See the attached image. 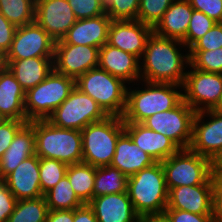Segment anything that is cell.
Instances as JSON below:
<instances>
[{
  "label": "cell",
  "mask_w": 222,
  "mask_h": 222,
  "mask_svg": "<svg viewBox=\"0 0 222 222\" xmlns=\"http://www.w3.org/2000/svg\"><path fill=\"white\" fill-rule=\"evenodd\" d=\"M180 46L186 48L182 41L152 32L140 59L143 60L140 62V80L183 86L187 73L184 70L189 66L190 59L189 53L184 55Z\"/></svg>",
  "instance_id": "cell-1"
},
{
  "label": "cell",
  "mask_w": 222,
  "mask_h": 222,
  "mask_svg": "<svg viewBox=\"0 0 222 222\" xmlns=\"http://www.w3.org/2000/svg\"><path fill=\"white\" fill-rule=\"evenodd\" d=\"M144 89L127 87L124 122L142 123L148 117L175 108L182 100L183 86L170 83L143 81Z\"/></svg>",
  "instance_id": "cell-2"
},
{
  "label": "cell",
  "mask_w": 222,
  "mask_h": 222,
  "mask_svg": "<svg viewBox=\"0 0 222 222\" xmlns=\"http://www.w3.org/2000/svg\"><path fill=\"white\" fill-rule=\"evenodd\" d=\"M168 191L161 162L128 177L127 192L135 212L141 218L163 215Z\"/></svg>",
  "instance_id": "cell-3"
},
{
  "label": "cell",
  "mask_w": 222,
  "mask_h": 222,
  "mask_svg": "<svg viewBox=\"0 0 222 222\" xmlns=\"http://www.w3.org/2000/svg\"><path fill=\"white\" fill-rule=\"evenodd\" d=\"M35 154L39 158L59 160L67 165L82 162L80 130L63 129L47 119L34 120Z\"/></svg>",
  "instance_id": "cell-4"
},
{
  "label": "cell",
  "mask_w": 222,
  "mask_h": 222,
  "mask_svg": "<svg viewBox=\"0 0 222 222\" xmlns=\"http://www.w3.org/2000/svg\"><path fill=\"white\" fill-rule=\"evenodd\" d=\"M124 132L120 116L109 115L81 130L82 162L94 167L110 165L119 136Z\"/></svg>",
  "instance_id": "cell-5"
},
{
  "label": "cell",
  "mask_w": 222,
  "mask_h": 222,
  "mask_svg": "<svg viewBox=\"0 0 222 222\" xmlns=\"http://www.w3.org/2000/svg\"><path fill=\"white\" fill-rule=\"evenodd\" d=\"M75 86L93 98L108 115L123 116L127 85L122 79L96 67L80 75Z\"/></svg>",
  "instance_id": "cell-6"
},
{
  "label": "cell",
  "mask_w": 222,
  "mask_h": 222,
  "mask_svg": "<svg viewBox=\"0 0 222 222\" xmlns=\"http://www.w3.org/2000/svg\"><path fill=\"white\" fill-rule=\"evenodd\" d=\"M75 79L53 71L37 86L25 93L27 120H44L68 98Z\"/></svg>",
  "instance_id": "cell-7"
},
{
  "label": "cell",
  "mask_w": 222,
  "mask_h": 222,
  "mask_svg": "<svg viewBox=\"0 0 222 222\" xmlns=\"http://www.w3.org/2000/svg\"><path fill=\"white\" fill-rule=\"evenodd\" d=\"M168 190L180 186L214 184L211 160L190 148L179 149L161 162Z\"/></svg>",
  "instance_id": "cell-8"
},
{
  "label": "cell",
  "mask_w": 222,
  "mask_h": 222,
  "mask_svg": "<svg viewBox=\"0 0 222 222\" xmlns=\"http://www.w3.org/2000/svg\"><path fill=\"white\" fill-rule=\"evenodd\" d=\"M109 116L89 95L76 86L47 120L63 129L82 130L87 125Z\"/></svg>",
  "instance_id": "cell-9"
},
{
  "label": "cell",
  "mask_w": 222,
  "mask_h": 222,
  "mask_svg": "<svg viewBox=\"0 0 222 222\" xmlns=\"http://www.w3.org/2000/svg\"><path fill=\"white\" fill-rule=\"evenodd\" d=\"M196 112L182 100L175 108L158 112L142 124L170 138L180 149L189 148L192 141L193 119Z\"/></svg>",
  "instance_id": "cell-10"
},
{
  "label": "cell",
  "mask_w": 222,
  "mask_h": 222,
  "mask_svg": "<svg viewBox=\"0 0 222 222\" xmlns=\"http://www.w3.org/2000/svg\"><path fill=\"white\" fill-rule=\"evenodd\" d=\"M183 84V100L197 113L213 110L222 94V74L200 71L189 64Z\"/></svg>",
  "instance_id": "cell-11"
},
{
  "label": "cell",
  "mask_w": 222,
  "mask_h": 222,
  "mask_svg": "<svg viewBox=\"0 0 222 222\" xmlns=\"http://www.w3.org/2000/svg\"><path fill=\"white\" fill-rule=\"evenodd\" d=\"M55 41L36 22L17 27L11 47L2 60L54 57Z\"/></svg>",
  "instance_id": "cell-12"
},
{
  "label": "cell",
  "mask_w": 222,
  "mask_h": 222,
  "mask_svg": "<svg viewBox=\"0 0 222 222\" xmlns=\"http://www.w3.org/2000/svg\"><path fill=\"white\" fill-rule=\"evenodd\" d=\"M100 48L88 45L55 44L54 70L75 80L98 67Z\"/></svg>",
  "instance_id": "cell-13"
},
{
  "label": "cell",
  "mask_w": 222,
  "mask_h": 222,
  "mask_svg": "<svg viewBox=\"0 0 222 222\" xmlns=\"http://www.w3.org/2000/svg\"><path fill=\"white\" fill-rule=\"evenodd\" d=\"M205 116L209 117V121H204ZM189 148L210 160L222 150V114L214 110L195 114L192 141Z\"/></svg>",
  "instance_id": "cell-14"
},
{
  "label": "cell",
  "mask_w": 222,
  "mask_h": 222,
  "mask_svg": "<svg viewBox=\"0 0 222 222\" xmlns=\"http://www.w3.org/2000/svg\"><path fill=\"white\" fill-rule=\"evenodd\" d=\"M35 21L57 42L77 19L67 0H35Z\"/></svg>",
  "instance_id": "cell-15"
},
{
  "label": "cell",
  "mask_w": 222,
  "mask_h": 222,
  "mask_svg": "<svg viewBox=\"0 0 222 222\" xmlns=\"http://www.w3.org/2000/svg\"><path fill=\"white\" fill-rule=\"evenodd\" d=\"M214 200V184L184 185L169 189L166 209L214 215Z\"/></svg>",
  "instance_id": "cell-16"
},
{
  "label": "cell",
  "mask_w": 222,
  "mask_h": 222,
  "mask_svg": "<svg viewBox=\"0 0 222 222\" xmlns=\"http://www.w3.org/2000/svg\"><path fill=\"white\" fill-rule=\"evenodd\" d=\"M153 28L138 20H112L108 30V44L141 59Z\"/></svg>",
  "instance_id": "cell-17"
},
{
  "label": "cell",
  "mask_w": 222,
  "mask_h": 222,
  "mask_svg": "<svg viewBox=\"0 0 222 222\" xmlns=\"http://www.w3.org/2000/svg\"><path fill=\"white\" fill-rule=\"evenodd\" d=\"M2 181L17 201L44 196L40 185L39 157L36 154L22 161Z\"/></svg>",
  "instance_id": "cell-18"
},
{
  "label": "cell",
  "mask_w": 222,
  "mask_h": 222,
  "mask_svg": "<svg viewBox=\"0 0 222 222\" xmlns=\"http://www.w3.org/2000/svg\"><path fill=\"white\" fill-rule=\"evenodd\" d=\"M124 131L132 141L155 162H162L180 148L167 136L147 128L142 123L124 122Z\"/></svg>",
  "instance_id": "cell-19"
},
{
  "label": "cell",
  "mask_w": 222,
  "mask_h": 222,
  "mask_svg": "<svg viewBox=\"0 0 222 222\" xmlns=\"http://www.w3.org/2000/svg\"><path fill=\"white\" fill-rule=\"evenodd\" d=\"M112 19L105 13L96 17L79 19L66 35L55 44L88 45L101 48L108 42Z\"/></svg>",
  "instance_id": "cell-20"
},
{
  "label": "cell",
  "mask_w": 222,
  "mask_h": 222,
  "mask_svg": "<svg viewBox=\"0 0 222 222\" xmlns=\"http://www.w3.org/2000/svg\"><path fill=\"white\" fill-rule=\"evenodd\" d=\"M98 222H140L128 192L93 197L88 203Z\"/></svg>",
  "instance_id": "cell-21"
},
{
  "label": "cell",
  "mask_w": 222,
  "mask_h": 222,
  "mask_svg": "<svg viewBox=\"0 0 222 222\" xmlns=\"http://www.w3.org/2000/svg\"><path fill=\"white\" fill-rule=\"evenodd\" d=\"M25 93L14 74L0 63V119L29 122L25 113Z\"/></svg>",
  "instance_id": "cell-22"
},
{
  "label": "cell",
  "mask_w": 222,
  "mask_h": 222,
  "mask_svg": "<svg viewBox=\"0 0 222 222\" xmlns=\"http://www.w3.org/2000/svg\"><path fill=\"white\" fill-rule=\"evenodd\" d=\"M98 67L128 84L136 80L141 81L140 60L136 56L108 43L104 44L99 50Z\"/></svg>",
  "instance_id": "cell-23"
},
{
  "label": "cell",
  "mask_w": 222,
  "mask_h": 222,
  "mask_svg": "<svg viewBox=\"0 0 222 222\" xmlns=\"http://www.w3.org/2000/svg\"><path fill=\"white\" fill-rule=\"evenodd\" d=\"M54 57H33L22 60H1L27 92L41 83L54 69Z\"/></svg>",
  "instance_id": "cell-24"
},
{
  "label": "cell",
  "mask_w": 222,
  "mask_h": 222,
  "mask_svg": "<svg viewBox=\"0 0 222 222\" xmlns=\"http://www.w3.org/2000/svg\"><path fill=\"white\" fill-rule=\"evenodd\" d=\"M154 163L155 160L139 149L125 131L119 136L110 166L130 177Z\"/></svg>",
  "instance_id": "cell-25"
},
{
  "label": "cell",
  "mask_w": 222,
  "mask_h": 222,
  "mask_svg": "<svg viewBox=\"0 0 222 222\" xmlns=\"http://www.w3.org/2000/svg\"><path fill=\"white\" fill-rule=\"evenodd\" d=\"M193 14L188 0H175L153 28L159 36L182 41L186 45V33Z\"/></svg>",
  "instance_id": "cell-26"
},
{
  "label": "cell",
  "mask_w": 222,
  "mask_h": 222,
  "mask_svg": "<svg viewBox=\"0 0 222 222\" xmlns=\"http://www.w3.org/2000/svg\"><path fill=\"white\" fill-rule=\"evenodd\" d=\"M35 155L34 120L26 123L15 135L9 148L0 158V180L26 158Z\"/></svg>",
  "instance_id": "cell-27"
},
{
  "label": "cell",
  "mask_w": 222,
  "mask_h": 222,
  "mask_svg": "<svg viewBox=\"0 0 222 222\" xmlns=\"http://www.w3.org/2000/svg\"><path fill=\"white\" fill-rule=\"evenodd\" d=\"M95 173L96 167L90 164L81 162L68 165L66 176L77 197L84 204H88L93 199Z\"/></svg>",
  "instance_id": "cell-28"
},
{
  "label": "cell",
  "mask_w": 222,
  "mask_h": 222,
  "mask_svg": "<svg viewBox=\"0 0 222 222\" xmlns=\"http://www.w3.org/2000/svg\"><path fill=\"white\" fill-rule=\"evenodd\" d=\"M128 177L110 165L96 167L93 197L127 192Z\"/></svg>",
  "instance_id": "cell-29"
},
{
  "label": "cell",
  "mask_w": 222,
  "mask_h": 222,
  "mask_svg": "<svg viewBox=\"0 0 222 222\" xmlns=\"http://www.w3.org/2000/svg\"><path fill=\"white\" fill-rule=\"evenodd\" d=\"M44 197L49 210H74L84 205L77 197L66 175L47 191Z\"/></svg>",
  "instance_id": "cell-30"
},
{
  "label": "cell",
  "mask_w": 222,
  "mask_h": 222,
  "mask_svg": "<svg viewBox=\"0 0 222 222\" xmlns=\"http://www.w3.org/2000/svg\"><path fill=\"white\" fill-rule=\"evenodd\" d=\"M48 211L44 196L19 200L7 222H46Z\"/></svg>",
  "instance_id": "cell-31"
},
{
  "label": "cell",
  "mask_w": 222,
  "mask_h": 222,
  "mask_svg": "<svg viewBox=\"0 0 222 222\" xmlns=\"http://www.w3.org/2000/svg\"><path fill=\"white\" fill-rule=\"evenodd\" d=\"M0 13L15 26L35 21V0H0Z\"/></svg>",
  "instance_id": "cell-32"
},
{
  "label": "cell",
  "mask_w": 222,
  "mask_h": 222,
  "mask_svg": "<svg viewBox=\"0 0 222 222\" xmlns=\"http://www.w3.org/2000/svg\"><path fill=\"white\" fill-rule=\"evenodd\" d=\"M68 165L59 160L39 158L40 185L43 195L65 175Z\"/></svg>",
  "instance_id": "cell-33"
},
{
  "label": "cell",
  "mask_w": 222,
  "mask_h": 222,
  "mask_svg": "<svg viewBox=\"0 0 222 222\" xmlns=\"http://www.w3.org/2000/svg\"><path fill=\"white\" fill-rule=\"evenodd\" d=\"M190 65L200 71L222 74V48L188 50Z\"/></svg>",
  "instance_id": "cell-34"
},
{
  "label": "cell",
  "mask_w": 222,
  "mask_h": 222,
  "mask_svg": "<svg viewBox=\"0 0 222 222\" xmlns=\"http://www.w3.org/2000/svg\"><path fill=\"white\" fill-rule=\"evenodd\" d=\"M175 0H140L137 20L154 28Z\"/></svg>",
  "instance_id": "cell-35"
},
{
  "label": "cell",
  "mask_w": 222,
  "mask_h": 222,
  "mask_svg": "<svg viewBox=\"0 0 222 222\" xmlns=\"http://www.w3.org/2000/svg\"><path fill=\"white\" fill-rule=\"evenodd\" d=\"M140 0H105V13L112 20H137Z\"/></svg>",
  "instance_id": "cell-36"
},
{
  "label": "cell",
  "mask_w": 222,
  "mask_h": 222,
  "mask_svg": "<svg viewBox=\"0 0 222 222\" xmlns=\"http://www.w3.org/2000/svg\"><path fill=\"white\" fill-rule=\"evenodd\" d=\"M215 21L201 11L194 10L186 33V49L188 50L204 36L214 25Z\"/></svg>",
  "instance_id": "cell-37"
},
{
  "label": "cell",
  "mask_w": 222,
  "mask_h": 222,
  "mask_svg": "<svg viewBox=\"0 0 222 222\" xmlns=\"http://www.w3.org/2000/svg\"><path fill=\"white\" fill-rule=\"evenodd\" d=\"M77 20L105 14V0H67Z\"/></svg>",
  "instance_id": "cell-38"
},
{
  "label": "cell",
  "mask_w": 222,
  "mask_h": 222,
  "mask_svg": "<svg viewBox=\"0 0 222 222\" xmlns=\"http://www.w3.org/2000/svg\"><path fill=\"white\" fill-rule=\"evenodd\" d=\"M26 123V121L0 119V158Z\"/></svg>",
  "instance_id": "cell-39"
},
{
  "label": "cell",
  "mask_w": 222,
  "mask_h": 222,
  "mask_svg": "<svg viewBox=\"0 0 222 222\" xmlns=\"http://www.w3.org/2000/svg\"><path fill=\"white\" fill-rule=\"evenodd\" d=\"M218 48H222V22H216L189 50H215Z\"/></svg>",
  "instance_id": "cell-40"
},
{
  "label": "cell",
  "mask_w": 222,
  "mask_h": 222,
  "mask_svg": "<svg viewBox=\"0 0 222 222\" xmlns=\"http://www.w3.org/2000/svg\"><path fill=\"white\" fill-rule=\"evenodd\" d=\"M163 216L169 222H216L215 215H198L178 209H165Z\"/></svg>",
  "instance_id": "cell-41"
},
{
  "label": "cell",
  "mask_w": 222,
  "mask_h": 222,
  "mask_svg": "<svg viewBox=\"0 0 222 222\" xmlns=\"http://www.w3.org/2000/svg\"><path fill=\"white\" fill-rule=\"evenodd\" d=\"M194 10L206 14L215 22H222V0H188Z\"/></svg>",
  "instance_id": "cell-42"
},
{
  "label": "cell",
  "mask_w": 222,
  "mask_h": 222,
  "mask_svg": "<svg viewBox=\"0 0 222 222\" xmlns=\"http://www.w3.org/2000/svg\"><path fill=\"white\" fill-rule=\"evenodd\" d=\"M17 26L0 13V57L3 58L11 47Z\"/></svg>",
  "instance_id": "cell-43"
},
{
  "label": "cell",
  "mask_w": 222,
  "mask_h": 222,
  "mask_svg": "<svg viewBox=\"0 0 222 222\" xmlns=\"http://www.w3.org/2000/svg\"><path fill=\"white\" fill-rule=\"evenodd\" d=\"M17 200L6 184L0 180V222H7L12 214Z\"/></svg>",
  "instance_id": "cell-44"
},
{
  "label": "cell",
  "mask_w": 222,
  "mask_h": 222,
  "mask_svg": "<svg viewBox=\"0 0 222 222\" xmlns=\"http://www.w3.org/2000/svg\"><path fill=\"white\" fill-rule=\"evenodd\" d=\"M46 222H74V210H49Z\"/></svg>",
  "instance_id": "cell-45"
},
{
  "label": "cell",
  "mask_w": 222,
  "mask_h": 222,
  "mask_svg": "<svg viewBox=\"0 0 222 222\" xmlns=\"http://www.w3.org/2000/svg\"><path fill=\"white\" fill-rule=\"evenodd\" d=\"M74 222H98L93 209L84 204L81 207L74 209Z\"/></svg>",
  "instance_id": "cell-46"
},
{
  "label": "cell",
  "mask_w": 222,
  "mask_h": 222,
  "mask_svg": "<svg viewBox=\"0 0 222 222\" xmlns=\"http://www.w3.org/2000/svg\"><path fill=\"white\" fill-rule=\"evenodd\" d=\"M214 192L222 193V169H211Z\"/></svg>",
  "instance_id": "cell-47"
},
{
  "label": "cell",
  "mask_w": 222,
  "mask_h": 222,
  "mask_svg": "<svg viewBox=\"0 0 222 222\" xmlns=\"http://www.w3.org/2000/svg\"><path fill=\"white\" fill-rule=\"evenodd\" d=\"M214 215L216 222H222V193H215Z\"/></svg>",
  "instance_id": "cell-48"
},
{
  "label": "cell",
  "mask_w": 222,
  "mask_h": 222,
  "mask_svg": "<svg viewBox=\"0 0 222 222\" xmlns=\"http://www.w3.org/2000/svg\"><path fill=\"white\" fill-rule=\"evenodd\" d=\"M140 222H169L163 215L146 216L140 219Z\"/></svg>",
  "instance_id": "cell-49"
},
{
  "label": "cell",
  "mask_w": 222,
  "mask_h": 222,
  "mask_svg": "<svg viewBox=\"0 0 222 222\" xmlns=\"http://www.w3.org/2000/svg\"><path fill=\"white\" fill-rule=\"evenodd\" d=\"M211 169H222V150L211 160Z\"/></svg>",
  "instance_id": "cell-50"
},
{
  "label": "cell",
  "mask_w": 222,
  "mask_h": 222,
  "mask_svg": "<svg viewBox=\"0 0 222 222\" xmlns=\"http://www.w3.org/2000/svg\"><path fill=\"white\" fill-rule=\"evenodd\" d=\"M213 110L217 113L222 114V94H221L218 104L216 105V107Z\"/></svg>",
  "instance_id": "cell-51"
}]
</instances>
